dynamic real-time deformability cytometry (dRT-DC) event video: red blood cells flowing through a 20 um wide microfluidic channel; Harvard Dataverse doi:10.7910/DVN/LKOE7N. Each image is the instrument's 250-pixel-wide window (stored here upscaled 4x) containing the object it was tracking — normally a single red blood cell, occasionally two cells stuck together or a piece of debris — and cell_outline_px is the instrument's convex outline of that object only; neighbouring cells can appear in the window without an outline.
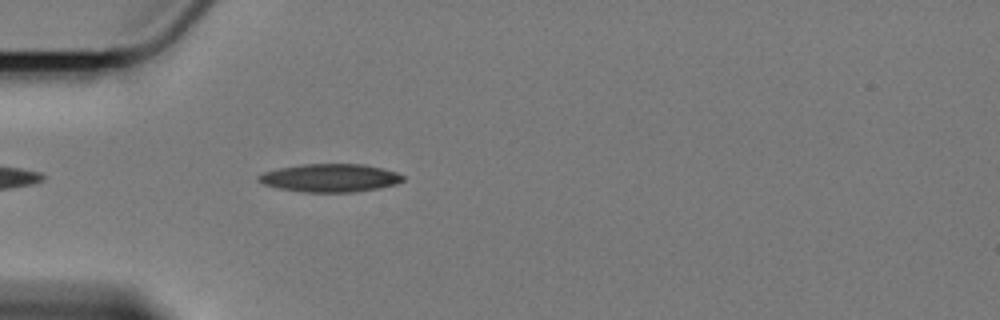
{"species": "Egyptian fruit bat (a non-hibernating species)", "species_latin": "Rousettus aegyptiacus", "temperature_condition": "cold", "stored_images_in_passage": 15, "camera_frame_rate_fps": 3000, "um_per_image_px": 0.085, "animal": {"sex": "female"}, "frame": {"image": 1, "passage_image": 4, "time_ms": 1.0, "image_size_px": [1000, 320], "cell_outline_px": [[404, 180], [396, 184], [380, 188], [352, 192], [304, 192], [276, 188], [264, 184], [256, 180], [256, 176], [264, 172], [280, 168], [304, 164], [364, 164], [396, 172], [404, 176]], "centroid_in_image_um": [28.04, 15.13], "position_along_channel_um": 57.0, "area_um2": 23.64}}
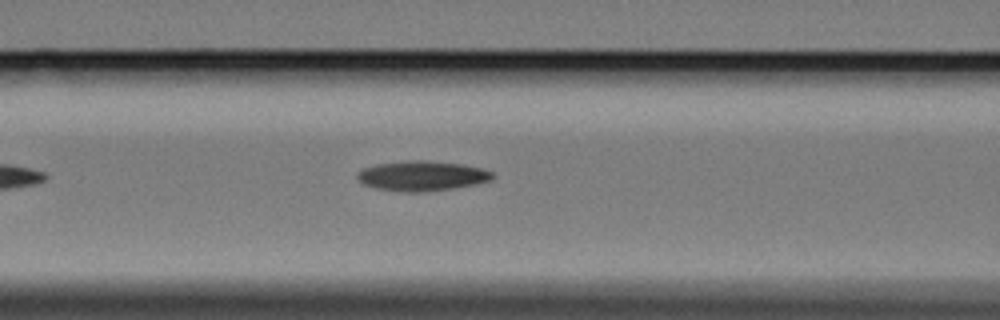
{"frame": {"image": 2, "passage_image": 11, "time_ms": 3.333, "image_size_px": [1000, 320], "cell_outline_px": [[496, 176], [492, 180], [456, 188], [424, 192], [408, 192], [376, 188], [364, 184], [356, 176], [356, 172], [364, 168], [376, 164], [416, 160], [428, 160], [460, 164], [484, 168], [492, 172]], "centroid_in_image_um": [35.91, 14.95], "position_along_channel_um": 130.7, "area_um2": 23.58}}
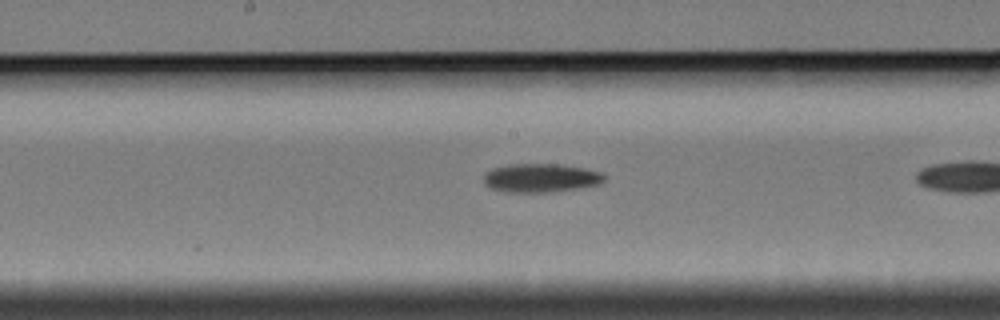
{"frame": {"image": 3, "passage_image": 14, "time_ms": 4.333, "image_size_px": [1000, 320], "cell_outline_px": [[604, 180], [600, 184], [576, 188], [544, 192], [504, 192], [492, 188], [484, 184], [484, 172], [492, 168], [508, 164], [556, 164], [584, 168], [600, 172], [604, 176]], "centroid_in_image_um": [45.91, 15.11], "position_along_channel_um": 202.3, "area_um2": 20.0}}